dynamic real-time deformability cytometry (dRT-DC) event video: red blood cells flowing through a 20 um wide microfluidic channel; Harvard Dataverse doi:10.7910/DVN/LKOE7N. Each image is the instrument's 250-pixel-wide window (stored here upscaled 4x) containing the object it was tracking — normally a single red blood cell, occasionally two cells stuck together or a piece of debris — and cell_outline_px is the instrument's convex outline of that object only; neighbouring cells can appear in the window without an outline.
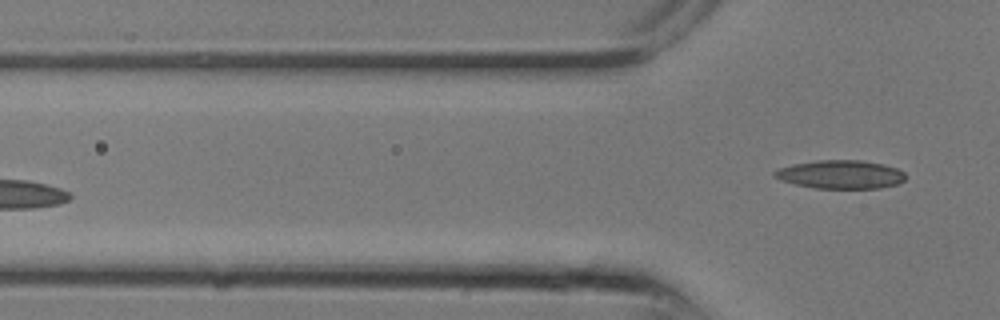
{"species": "common noctule bat (a hibernating species)", "species_latin": "Nyctalus noctula", "temperature_condition": "room temperature", "stored_images_in_passage": 7, "segment_of_instrument_passage": [2, 2], "camera_frame_rate_fps": 3000, "um_per_image_px": 0.085, "animal": {"sex": "male", "body_mass_g": 13.3}, "frame": {"image": 1, "passage_image": 7, "time_ms": 2.0, "image_size_px": [1000, 320], "cell_outline_px": [[904, 180], [896, 184], [880, 188], [816, 188], [796, 184], [780, 180], [772, 176], [772, 172], [780, 168], [792, 164], [816, 160], [860, 160], [880, 164], [896, 168], [904, 172]], "centroid_in_image_um": [71.4, 14.82], "position_along_channel_um": 54.4, "area_um2": 21.56}}